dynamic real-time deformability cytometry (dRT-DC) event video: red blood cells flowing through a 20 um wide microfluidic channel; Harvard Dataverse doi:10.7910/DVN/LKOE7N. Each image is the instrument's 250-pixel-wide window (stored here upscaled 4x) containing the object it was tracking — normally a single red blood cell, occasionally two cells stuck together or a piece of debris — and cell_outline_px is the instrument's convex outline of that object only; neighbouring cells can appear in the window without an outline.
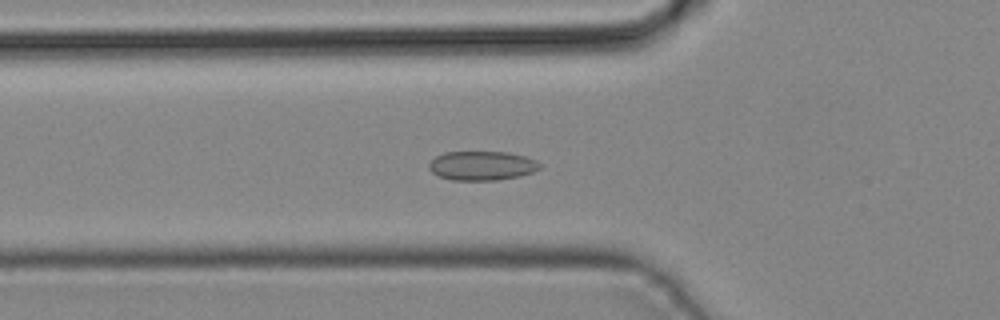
{"species": "common noctule bat (a hibernating species)", "species_latin": "Nyctalus noctula", "temperature_condition": "cold", "stored_images_in_passage": 42, "camera_frame_rate_fps": 3000, "um_per_image_px": 0.085, "animal": {"sex": "male", "body_mass_g": 19.2, "forearm_length_mm": 51.8}, "frame": {"image": 1, "passage_image": 14, "time_ms": 4.333, "image_size_px": [1000, 320], "cell_outline_px": [[540, 168], [532, 172], [520, 176], [496, 180], [452, 180], [440, 176], [432, 172], [428, 168], [428, 164], [436, 156], [444, 152], [508, 152], [524, 156], [536, 160], [540, 164]], "centroid_in_image_um": [40.95, 14.08], "position_along_channel_um": 84.8, "area_um2": 18.79}}
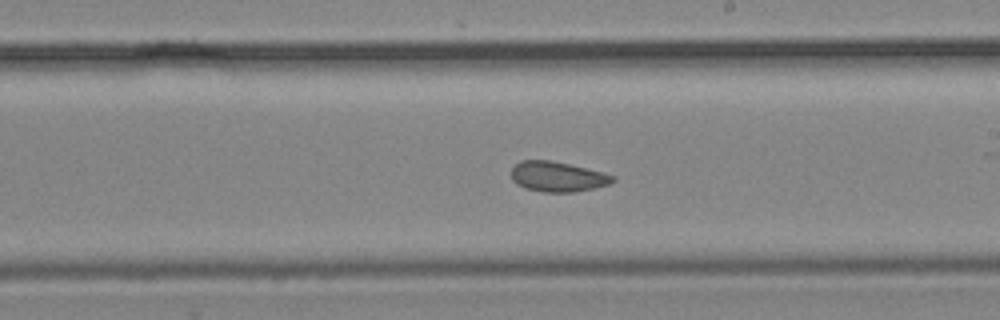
{"frame": {"image": 2, "passage_image": 24, "time_ms": 7.667, "image_size_px": [1000, 320], "cell_outline_px": [[616, 180], [608, 184], [576, 192], [544, 192], [524, 188], [516, 184], [512, 180], [512, 168], [520, 160], [548, 160], [568, 164], [616, 176]], "centroid_in_image_um": [47.36, 15.02], "position_along_channel_um": 241.6, "area_um2": 17.63}}
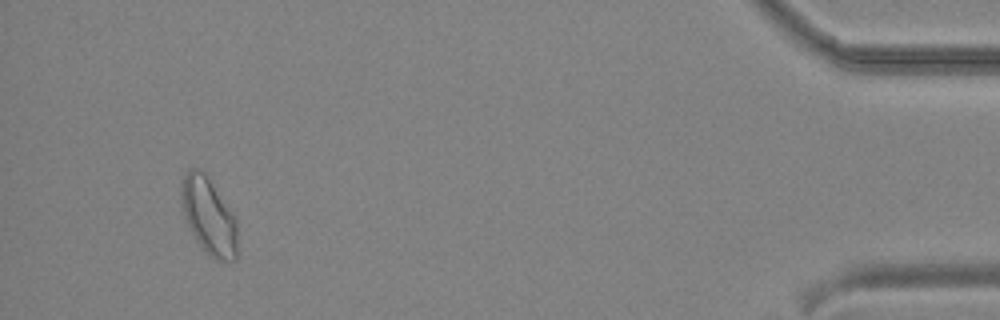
{"frame": {"image": 3, "passage_image": 40, "time_ms": 13.0, "image_size_px": [1000, 320], "cell_outline_px": [[236, 260], [216, 260], [196, 240], [188, 224], [184, 212], [180, 188], [180, 184], [188, 168], [200, 168], [204, 172], [236, 220]], "centroid_in_image_um": [17.72, 18.33], "position_along_channel_um": 417.5, "area_um2": 24.22}}